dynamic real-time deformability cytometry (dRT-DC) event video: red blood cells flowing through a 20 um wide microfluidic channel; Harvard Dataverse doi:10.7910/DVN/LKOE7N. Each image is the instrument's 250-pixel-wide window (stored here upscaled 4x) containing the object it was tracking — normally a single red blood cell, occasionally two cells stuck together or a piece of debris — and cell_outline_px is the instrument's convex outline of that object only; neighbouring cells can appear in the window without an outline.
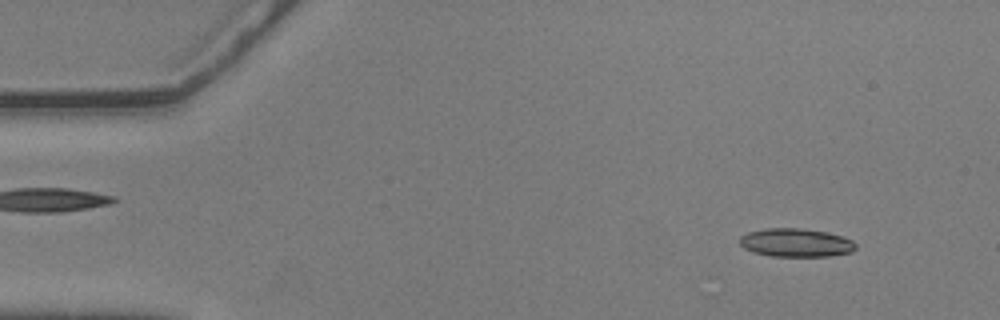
{"species": "common noctule bat (a hibernating species)", "species_latin": "Nyctalus noctula", "temperature_condition": "warm", "stored_images_in_passage": 56, "camera_frame_rate_fps": 3000, "um_per_image_px": 0.085, "animal": {"sex": "male", "body_mass_g": 20.5, "forearm_length_mm": 52.5}, "frame": {"image": 1, "passage_image": 5, "time_ms": 1.333, "image_size_px": [1000, 320], "cell_outline_px": [[856, 248], [852, 252], [832, 256], [772, 256], [752, 252], [744, 248], [740, 244], [740, 236], [748, 232], [768, 228], [800, 228], [828, 232], [852, 240], [856, 244]], "centroid_in_image_um": [67.66, 20.63], "position_along_channel_um": 17.3, "area_um2": 19.25}}
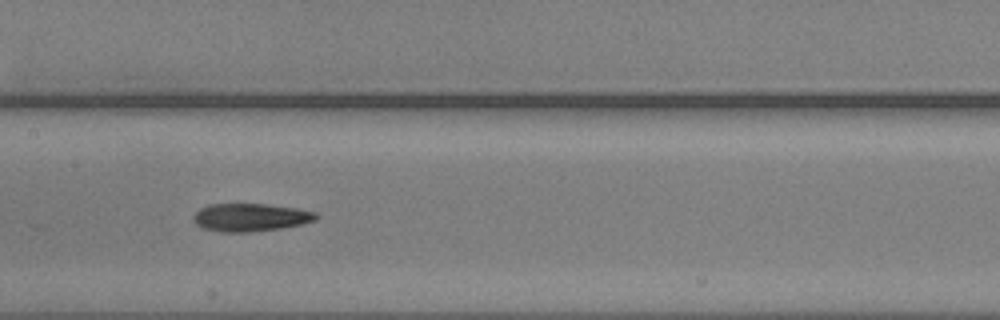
{"frame": {"image": 2, "passage_image": 27, "time_ms": 8.667, "image_size_px": [1000, 320], "cell_outline_px": [[320, 216], [316, 220], [304, 224], [280, 228], [252, 232], [220, 232], [200, 228], [192, 220], [192, 216], [200, 208], [208, 204], [268, 204], [296, 208], [316, 212]], "centroid_in_image_um": [21.28, 18.48], "position_along_channel_um": 186.1, "area_um2": 20.29}}
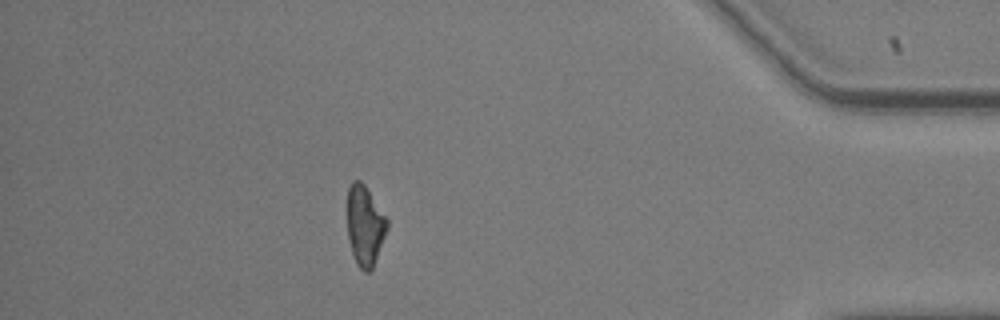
{"frame": {"image": 3, "passage_image": 49, "time_ms": 16.0, "image_size_px": [1000, 320], "cell_outline_px": [[388, 228], [372, 268], [368, 272], [364, 272], [356, 264], [348, 240], [348, 188], [352, 180], [360, 180], [364, 184], [388, 220]], "centroid_in_image_um": [31.01, 19.17], "position_along_channel_um": 404.2, "area_um2": 18.38}, "authors_computed_cell_mechanics": {"area_um2": 19.363, "velocity_mm_per_s": 3.5928, "shape_relaxation_time_tau1_ms": 6.0262, "shape_relaxation_time_tau2_ms": 5.3035, "deformation_change_tau1": 0.199, "deformation_change_tau2": 0.1553}}